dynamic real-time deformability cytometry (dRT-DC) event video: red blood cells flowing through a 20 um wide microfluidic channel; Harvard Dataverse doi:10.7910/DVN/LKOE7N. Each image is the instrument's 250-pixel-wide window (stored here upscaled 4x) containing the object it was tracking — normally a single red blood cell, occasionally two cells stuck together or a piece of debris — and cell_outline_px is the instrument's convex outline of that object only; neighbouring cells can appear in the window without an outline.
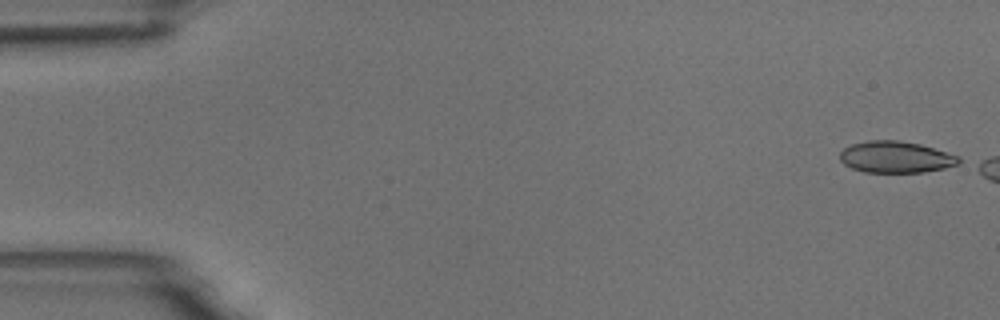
{"species": "common noctule bat (a hibernating species)", "species_latin": "Nyctalus noctula", "temperature_condition": "room temperature", "stored_images_in_passage": 3, "camera_frame_rate_fps": 3000, "um_per_image_px": 0.085, "animal": {"sex": "male", "body_mass_g": 18.8}, "frame": {"image": 1, "passage_image": 1, "time_ms": 0.0, "image_size_px": [1000, 320], "cell_outline_px": [[960, 164], [944, 168], [924, 172], [864, 172], [852, 168], [844, 164], [840, 160], [840, 152], [844, 148], [852, 144], [868, 140], [896, 140], [920, 144], [960, 156]], "centroid_in_image_um": [76.14, 13.35], "position_along_channel_um": 8.9, "area_um2": 21.85}}